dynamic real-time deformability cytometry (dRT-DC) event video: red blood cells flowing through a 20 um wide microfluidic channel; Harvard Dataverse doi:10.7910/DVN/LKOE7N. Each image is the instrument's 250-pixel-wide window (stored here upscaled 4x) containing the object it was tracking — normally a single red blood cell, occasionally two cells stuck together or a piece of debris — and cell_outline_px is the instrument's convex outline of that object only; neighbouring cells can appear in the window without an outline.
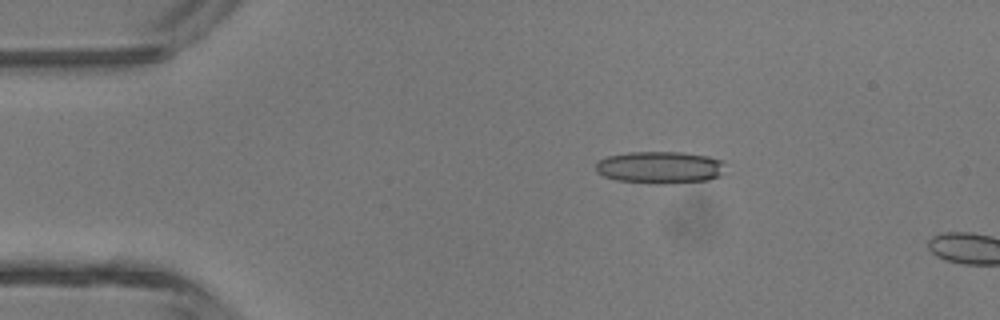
{"species": "common noctule bat (a hibernating species)", "species_latin": "Nyctalus noctula", "temperature_condition": "room temperature", "stored_images_in_passage": 2, "camera_frame_rate_fps": 3000, "um_per_image_px": 0.085, "animal": {"sex": "male", "body_mass_g": 13.3}, "frame": {"image": 1, "passage_image": 1, "time_ms": 0.0, "image_size_px": [1000, 320], "cell_outline_px": [[724, 164], [720, 176], [708, 180], [660, 184], [652, 184], [616, 180], [604, 176], [596, 172], [596, 164], [600, 160], [608, 156], [628, 152], [684, 152], [708, 156], [724, 160]], "centroid_in_image_um": [56.1, 14.23], "position_along_channel_um": 28.9, "area_um2": 24.39}}